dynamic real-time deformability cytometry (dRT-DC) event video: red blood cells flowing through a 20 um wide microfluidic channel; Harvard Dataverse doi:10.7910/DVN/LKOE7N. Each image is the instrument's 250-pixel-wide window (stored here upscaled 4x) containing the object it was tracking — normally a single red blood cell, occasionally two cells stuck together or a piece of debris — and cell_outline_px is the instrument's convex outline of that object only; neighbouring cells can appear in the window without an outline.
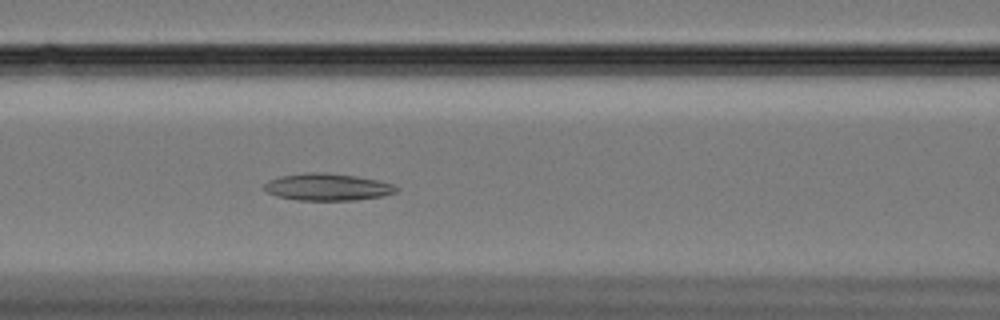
{"species": "Egyptian fruit bat (a non-hibernating species)", "species_latin": "Rousettus aegyptiacus", "temperature_condition": "cold", "stored_images_in_passage": 43, "camera_frame_rate_fps": 3000, "um_per_image_px": 0.085, "animal": {"sex": "female"}, "frame": {"image": 1, "passage_image": 8, "time_ms": 2.333, "image_size_px": [1000, 320], "cell_outline_px": [[400, 188], [396, 192], [384, 196], [356, 200], [296, 200], [276, 196], [268, 192], [264, 188], [264, 184], [268, 180], [280, 176], [304, 172], [324, 172], [356, 176], [376, 180], [392, 184]], "centroid_in_image_um": [27.83, 15.89], "position_along_channel_um": 138.8, "area_um2": 20.92}}
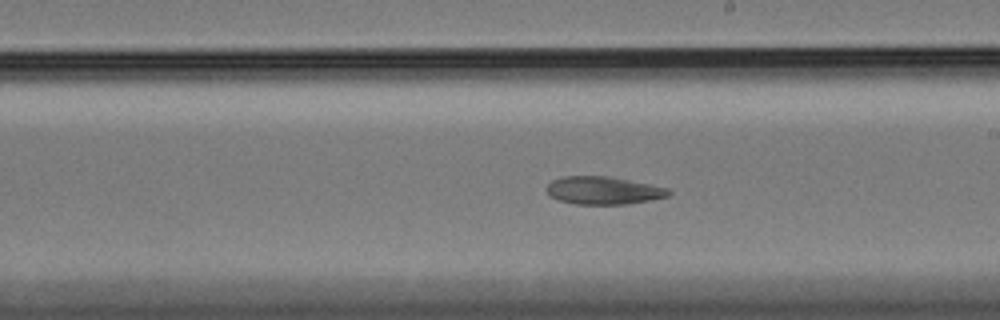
{"frame": {"image": 2, "passage_image": 17, "time_ms": 5.333, "image_size_px": [1000, 320], "cell_outline_px": [[672, 192], [668, 196], [652, 200], [628, 204], [576, 204], [560, 200], [548, 196], [544, 188], [552, 180], [564, 176], [608, 176], [668, 188]], "centroid_in_image_um": [51.25, 16.19], "position_along_channel_um": 237.7, "area_um2": 19.83}}
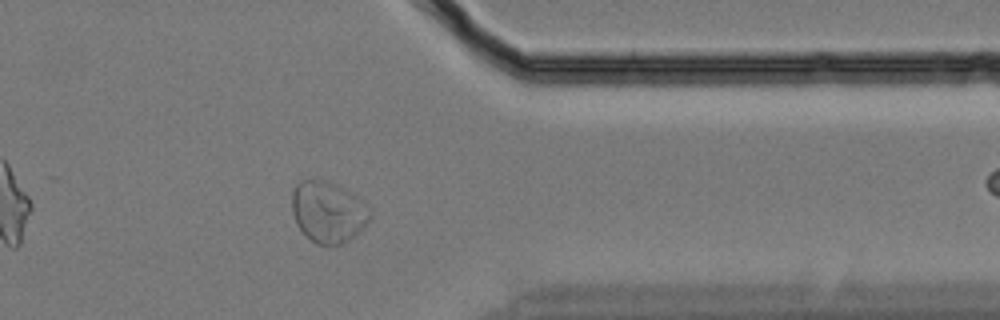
{"frame": {"image": 3, "passage_image": 31, "time_ms": 10.0, "image_size_px": [1000, 320], "cell_outline_px": [[372, 212], [364, 228], [348, 240], [332, 248], [316, 244], [296, 224], [292, 212], [292, 192], [296, 184], [300, 180], [312, 176], [336, 184], [356, 196], [368, 204]], "centroid_in_image_um": [27.88, 18.0], "position_along_channel_um": 383.5, "area_um2": 28.38}, "authors_computed_cell_mechanics": {"area_um2": 20.8658, "velocity_mm_per_s": 3.3019, "shape_relaxation_time_tau1_ms": null, "shape_relaxation_time_tau2_ms": 3.6924, "deformation_change_tau1": null, "deformation_change_tau2": 0.0768}}